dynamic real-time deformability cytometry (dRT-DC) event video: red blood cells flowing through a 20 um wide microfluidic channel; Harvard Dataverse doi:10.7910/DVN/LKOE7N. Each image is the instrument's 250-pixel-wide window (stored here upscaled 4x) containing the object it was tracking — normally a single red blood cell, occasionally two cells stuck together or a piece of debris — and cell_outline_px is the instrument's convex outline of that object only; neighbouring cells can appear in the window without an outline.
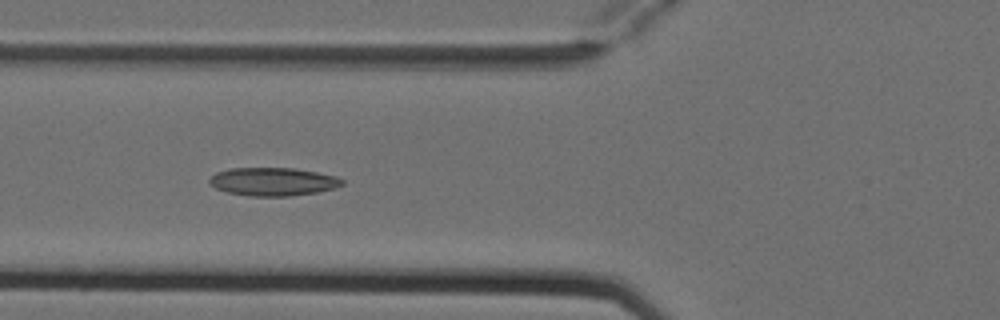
{"species": "Egyptian fruit bat (a non-hibernating species)", "species_latin": "Rousettus aegyptiacus", "temperature_condition": "cold", "stored_images_in_passage": 7, "camera_frame_rate_fps": 3000, "um_per_image_px": 0.085, "animal": {"sex": "female"}, "frame": {"image": 1, "passage_image": 6, "time_ms": 1.667, "image_size_px": [1000, 320], "cell_outline_px": [[344, 184], [336, 188], [316, 192], [288, 196], [248, 196], [228, 192], [216, 188], [208, 180], [216, 172], [232, 168], [296, 168], [336, 176], [344, 180]], "centroid_in_image_um": [23.24, 15.44], "position_along_channel_um": 102.6, "area_um2": 21.73}}
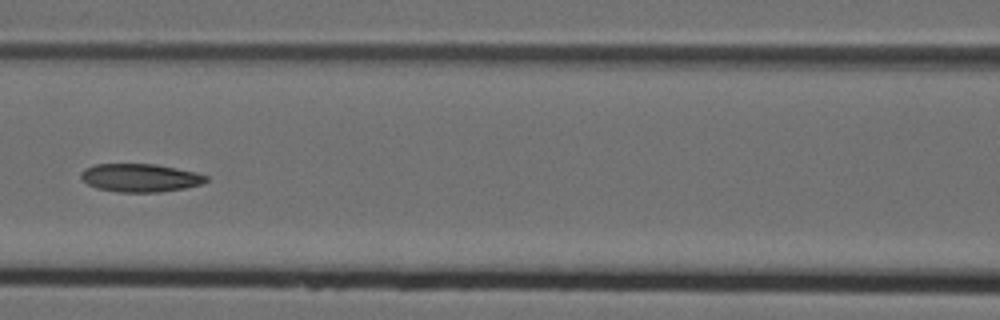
{"frame": {"image": 2, "passage_image": 7, "time_ms": 2.0, "image_size_px": [1000, 320], "cell_outline_px": [[208, 180], [200, 184], [184, 188], [160, 192], [116, 192], [96, 188], [88, 184], [80, 176], [80, 172], [84, 168], [96, 164], [156, 164], [196, 172], [208, 176]], "centroid_in_image_um": [11.9, 15.11], "position_along_channel_um": 154.7, "area_um2": 20.58}}